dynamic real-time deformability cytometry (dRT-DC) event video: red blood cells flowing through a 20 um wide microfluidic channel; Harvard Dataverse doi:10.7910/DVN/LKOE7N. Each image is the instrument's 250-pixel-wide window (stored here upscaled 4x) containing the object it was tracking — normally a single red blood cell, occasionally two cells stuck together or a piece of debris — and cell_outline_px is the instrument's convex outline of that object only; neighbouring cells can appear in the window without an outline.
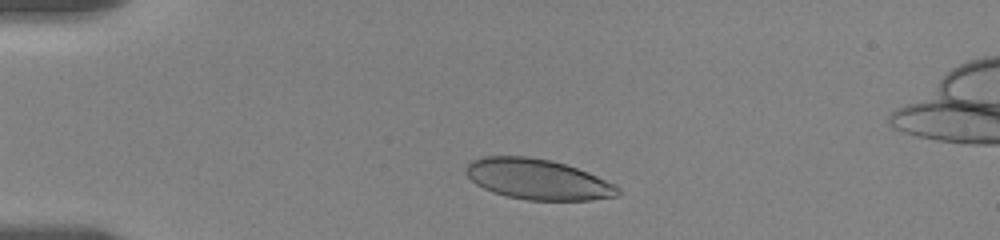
{"species": "human", "species_latin": "Homo sapiens", "temperature_condition": "room temperature", "stored_images_in_passage": 13, "camera_frame_rate_fps": 3000, "um_per_image_px": 0.085, "donor": {"sex": "female"}, "frame": {"image": 1, "passage_image": 4, "time_ms": 1.667, "image_size_px": [1000, 240], "cell_outline_px": [[620, 192], [616, 196], [592, 200], [528, 200], [508, 196], [484, 188], [476, 184], [464, 172], [468, 164], [472, 160], [484, 156], [528, 156], [552, 160], [588, 172], [616, 184], [620, 188]], "centroid_in_image_um": [45.73, 15.23], "position_along_channel_um": 39.3, "area_um2": 35.72}}
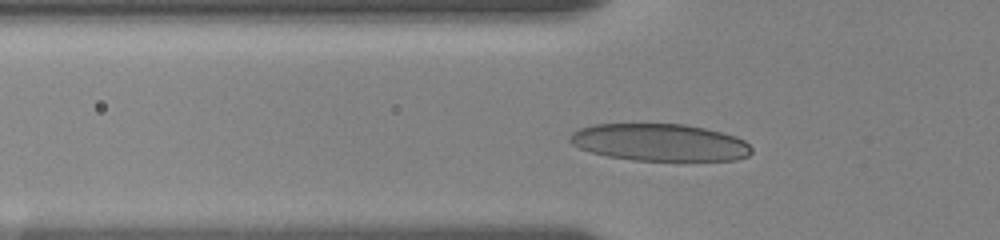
{"frame": {"image": 2, "passage_image": 10, "time_ms": 3.667, "image_size_px": [1000, 240], "cell_outline_px": [[752, 152], [748, 156], [736, 160], [636, 160], [608, 156], [592, 152], [580, 148], [572, 144], [568, 140], [572, 132], [580, 128], [592, 124], [684, 124], [704, 128], [736, 136], [744, 140], [752, 148]], "centroid_in_image_um": [56.08, 12.1], "position_along_channel_um": 69.7, "area_um2": 39.25}}
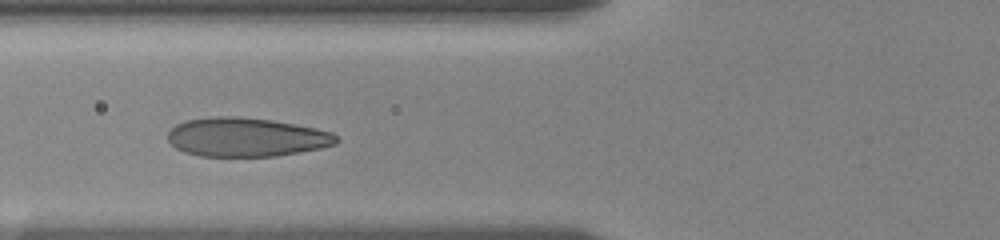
{"frame": {"image": 3, "passage_image": 11, "time_ms": 4.667, "image_size_px": [1000, 240], "cell_outline_px": [[340, 140], [336, 144], [320, 148], [300, 152], [276, 156], [200, 156], [184, 152], [176, 148], [168, 140], [168, 132], [176, 124], [184, 120], [216, 116], [236, 116], [272, 120], [316, 128], [332, 132]], "centroid_in_image_um": [20.93, 11.65], "position_along_channel_um": 104.9, "area_um2": 38.32}}